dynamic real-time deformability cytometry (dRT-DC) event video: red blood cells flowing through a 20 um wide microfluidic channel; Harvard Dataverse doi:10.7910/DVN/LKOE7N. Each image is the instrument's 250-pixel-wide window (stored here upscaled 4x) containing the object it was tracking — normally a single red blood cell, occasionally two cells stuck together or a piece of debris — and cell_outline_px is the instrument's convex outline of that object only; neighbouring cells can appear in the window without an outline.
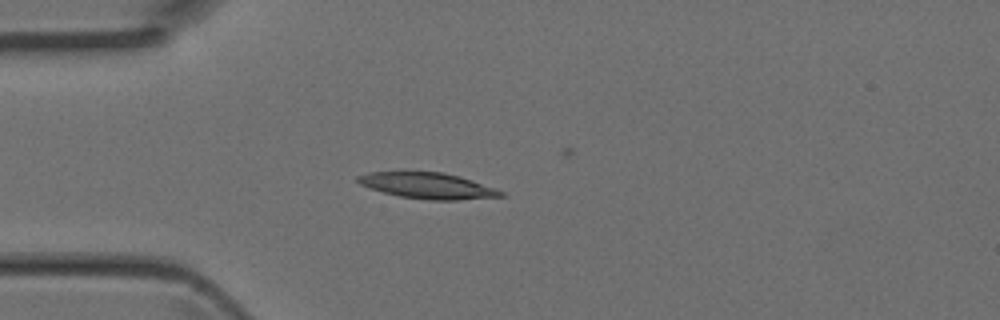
{"species": "Egyptian fruit bat (a non-hibernating species)", "species_latin": "Rousettus aegyptiacus", "temperature_condition": "room temperature", "stored_images_in_passage": 1, "camera_frame_rate_fps": 3000, "um_per_image_px": 0.085, "animal": {"sex": "female"}, "frame": {"image": 1, "passage_image": 1, "time_ms": 0.0, "image_size_px": [1000, 320], "cell_outline_px": [[504, 196], [456, 200], [428, 200], [400, 196], [384, 192], [360, 184], [356, 180], [356, 176], [368, 172], [400, 168], [404, 168], [444, 172], [460, 176], [496, 188], [504, 192]], "centroid_in_image_um": [36.27, 15.71], "position_along_channel_um": 48.7, "area_um2": 22.66}}